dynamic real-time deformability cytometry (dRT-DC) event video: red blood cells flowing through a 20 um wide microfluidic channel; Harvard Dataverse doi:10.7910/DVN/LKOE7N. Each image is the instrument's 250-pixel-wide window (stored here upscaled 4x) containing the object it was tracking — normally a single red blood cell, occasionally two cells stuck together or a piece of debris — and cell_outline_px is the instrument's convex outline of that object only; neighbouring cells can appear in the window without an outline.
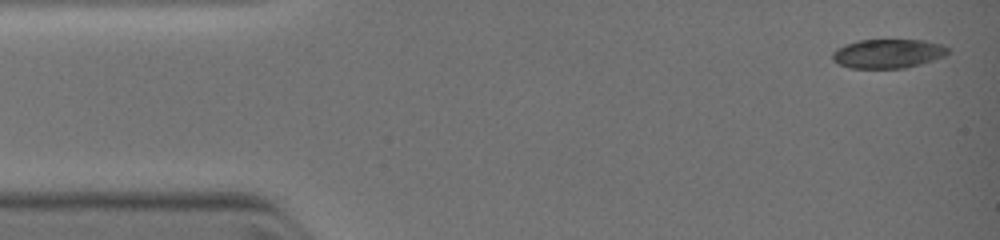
{"species": "common noctule bat (a hibernating species)", "species_latin": "Nyctalus noctula", "temperature_condition": "warm", "stored_images_in_passage": 13, "camera_frame_rate_fps": 3000, "um_per_image_px": 0.085, "animal": {"sex": "female", "body_mass_g": 19.0, "forearm_length_mm": 51.5}, "frame": {"image": 1, "passage_image": 1, "time_ms": 0.0, "image_size_px": [1000, 240], "cell_outline_px": [[948, 52], [944, 56], [920, 64], [904, 68], [848, 68], [836, 64], [832, 60], [832, 52], [836, 48], [844, 44], [856, 40], [924, 40], [944, 44], [948, 48]], "centroid_in_image_um": [75.42, 4.55], "position_along_channel_um": 9.6, "area_um2": 19.83}}
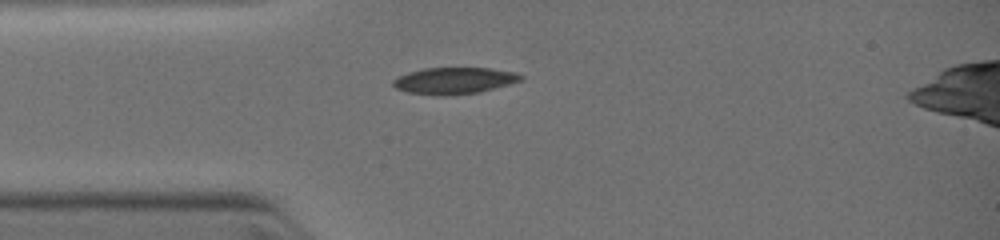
{"frame": {"image": 2, "passage_image": 8, "time_ms": 2.667, "image_size_px": [1000, 240], "cell_outline_px": [[524, 80], [480, 92], [452, 96], [436, 96], [408, 92], [396, 88], [392, 84], [392, 80], [408, 72], [424, 68], [488, 68], [520, 72], [524, 76]], "centroid_in_image_um": [38.66, 6.86], "position_along_channel_um": 46.3, "area_um2": 20.11}}
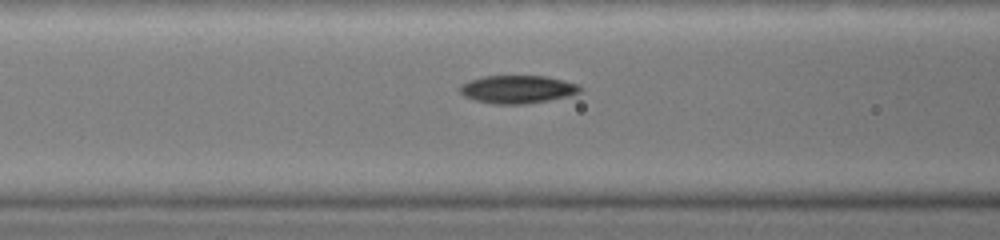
{"frame": {"image": 3, "passage_image": 12, "time_ms": 4.333, "image_size_px": [1000, 240], "cell_outline_px": [[580, 92], [568, 96], [548, 100], [524, 104], [496, 104], [476, 100], [464, 96], [456, 88], [460, 84], [484, 76], [544, 76], [580, 84]], "centroid_in_image_um": [43.96, 7.59], "position_along_channel_um": 122.6, "area_um2": 19.48}}